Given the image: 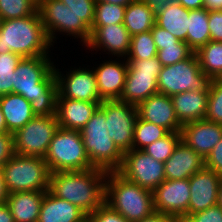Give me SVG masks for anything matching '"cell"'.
Listing matches in <instances>:
<instances>
[{
	"instance_id": "cell-15",
	"label": "cell",
	"mask_w": 222,
	"mask_h": 222,
	"mask_svg": "<svg viewBox=\"0 0 222 222\" xmlns=\"http://www.w3.org/2000/svg\"><path fill=\"white\" fill-rule=\"evenodd\" d=\"M58 83L57 98H69L87 102H102L93 69L80 68L67 72L66 77L54 66Z\"/></svg>"
},
{
	"instance_id": "cell-44",
	"label": "cell",
	"mask_w": 222,
	"mask_h": 222,
	"mask_svg": "<svg viewBox=\"0 0 222 222\" xmlns=\"http://www.w3.org/2000/svg\"><path fill=\"white\" fill-rule=\"evenodd\" d=\"M205 167L222 177V139L214 146L205 159Z\"/></svg>"
},
{
	"instance_id": "cell-49",
	"label": "cell",
	"mask_w": 222,
	"mask_h": 222,
	"mask_svg": "<svg viewBox=\"0 0 222 222\" xmlns=\"http://www.w3.org/2000/svg\"><path fill=\"white\" fill-rule=\"evenodd\" d=\"M0 222H14V218L6 203L0 204Z\"/></svg>"
},
{
	"instance_id": "cell-27",
	"label": "cell",
	"mask_w": 222,
	"mask_h": 222,
	"mask_svg": "<svg viewBox=\"0 0 222 222\" xmlns=\"http://www.w3.org/2000/svg\"><path fill=\"white\" fill-rule=\"evenodd\" d=\"M189 9L184 8L178 2L169 4L162 12L156 15L155 24L167 31L179 40L186 42L189 24Z\"/></svg>"
},
{
	"instance_id": "cell-48",
	"label": "cell",
	"mask_w": 222,
	"mask_h": 222,
	"mask_svg": "<svg viewBox=\"0 0 222 222\" xmlns=\"http://www.w3.org/2000/svg\"><path fill=\"white\" fill-rule=\"evenodd\" d=\"M177 2L189 10L204 8L203 0H177Z\"/></svg>"
},
{
	"instance_id": "cell-21",
	"label": "cell",
	"mask_w": 222,
	"mask_h": 222,
	"mask_svg": "<svg viewBox=\"0 0 222 222\" xmlns=\"http://www.w3.org/2000/svg\"><path fill=\"white\" fill-rule=\"evenodd\" d=\"M101 103L102 102H87L69 98H57L56 117L59 127L68 130L81 131Z\"/></svg>"
},
{
	"instance_id": "cell-18",
	"label": "cell",
	"mask_w": 222,
	"mask_h": 222,
	"mask_svg": "<svg viewBox=\"0 0 222 222\" xmlns=\"http://www.w3.org/2000/svg\"><path fill=\"white\" fill-rule=\"evenodd\" d=\"M131 35L123 23L108 24L106 26H92L91 37L85 44L88 49L103 48L104 52L115 55L120 58L128 56L130 49Z\"/></svg>"
},
{
	"instance_id": "cell-52",
	"label": "cell",
	"mask_w": 222,
	"mask_h": 222,
	"mask_svg": "<svg viewBox=\"0 0 222 222\" xmlns=\"http://www.w3.org/2000/svg\"><path fill=\"white\" fill-rule=\"evenodd\" d=\"M133 0H95V2H108V3H113L116 5H121L126 7L129 5Z\"/></svg>"
},
{
	"instance_id": "cell-16",
	"label": "cell",
	"mask_w": 222,
	"mask_h": 222,
	"mask_svg": "<svg viewBox=\"0 0 222 222\" xmlns=\"http://www.w3.org/2000/svg\"><path fill=\"white\" fill-rule=\"evenodd\" d=\"M221 178L216 172L205 166L189 178L191 194L188 215L217 204Z\"/></svg>"
},
{
	"instance_id": "cell-37",
	"label": "cell",
	"mask_w": 222,
	"mask_h": 222,
	"mask_svg": "<svg viewBox=\"0 0 222 222\" xmlns=\"http://www.w3.org/2000/svg\"><path fill=\"white\" fill-rule=\"evenodd\" d=\"M193 53L188 44L180 40L174 45L163 46L162 49L157 51V57L162 66H168L187 59Z\"/></svg>"
},
{
	"instance_id": "cell-29",
	"label": "cell",
	"mask_w": 222,
	"mask_h": 222,
	"mask_svg": "<svg viewBox=\"0 0 222 222\" xmlns=\"http://www.w3.org/2000/svg\"><path fill=\"white\" fill-rule=\"evenodd\" d=\"M188 18L186 43L195 53L211 41L208 25L209 11L205 8L189 10Z\"/></svg>"
},
{
	"instance_id": "cell-10",
	"label": "cell",
	"mask_w": 222,
	"mask_h": 222,
	"mask_svg": "<svg viewBox=\"0 0 222 222\" xmlns=\"http://www.w3.org/2000/svg\"><path fill=\"white\" fill-rule=\"evenodd\" d=\"M38 11L48 40L53 45L55 32L68 33L67 35L81 39L85 45L91 37V29L78 18L67 4L60 0H42ZM53 42V43H52Z\"/></svg>"
},
{
	"instance_id": "cell-20",
	"label": "cell",
	"mask_w": 222,
	"mask_h": 222,
	"mask_svg": "<svg viewBox=\"0 0 222 222\" xmlns=\"http://www.w3.org/2000/svg\"><path fill=\"white\" fill-rule=\"evenodd\" d=\"M106 61L93 70L102 101L119 100L124 89L128 62Z\"/></svg>"
},
{
	"instance_id": "cell-9",
	"label": "cell",
	"mask_w": 222,
	"mask_h": 222,
	"mask_svg": "<svg viewBox=\"0 0 222 222\" xmlns=\"http://www.w3.org/2000/svg\"><path fill=\"white\" fill-rule=\"evenodd\" d=\"M128 70L120 101L138 106L143 100L158 92V75L162 64L158 57L127 59Z\"/></svg>"
},
{
	"instance_id": "cell-5",
	"label": "cell",
	"mask_w": 222,
	"mask_h": 222,
	"mask_svg": "<svg viewBox=\"0 0 222 222\" xmlns=\"http://www.w3.org/2000/svg\"><path fill=\"white\" fill-rule=\"evenodd\" d=\"M80 133L85 151L94 168L107 172L120 169L124 154L109 137L106 127V113L100 106Z\"/></svg>"
},
{
	"instance_id": "cell-6",
	"label": "cell",
	"mask_w": 222,
	"mask_h": 222,
	"mask_svg": "<svg viewBox=\"0 0 222 222\" xmlns=\"http://www.w3.org/2000/svg\"><path fill=\"white\" fill-rule=\"evenodd\" d=\"M1 169L8 194L49 189L51 172L42 157L15 153Z\"/></svg>"
},
{
	"instance_id": "cell-47",
	"label": "cell",
	"mask_w": 222,
	"mask_h": 222,
	"mask_svg": "<svg viewBox=\"0 0 222 222\" xmlns=\"http://www.w3.org/2000/svg\"><path fill=\"white\" fill-rule=\"evenodd\" d=\"M137 222H177L173 217L154 211L150 216Z\"/></svg>"
},
{
	"instance_id": "cell-55",
	"label": "cell",
	"mask_w": 222,
	"mask_h": 222,
	"mask_svg": "<svg viewBox=\"0 0 222 222\" xmlns=\"http://www.w3.org/2000/svg\"><path fill=\"white\" fill-rule=\"evenodd\" d=\"M215 80L222 85V72L215 78Z\"/></svg>"
},
{
	"instance_id": "cell-23",
	"label": "cell",
	"mask_w": 222,
	"mask_h": 222,
	"mask_svg": "<svg viewBox=\"0 0 222 222\" xmlns=\"http://www.w3.org/2000/svg\"><path fill=\"white\" fill-rule=\"evenodd\" d=\"M209 90H190L171 96L176 116L183 125L205 119Z\"/></svg>"
},
{
	"instance_id": "cell-28",
	"label": "cell",
	"mask_w": 222,
	"mask_h": 222,
	"mask_svg": "<svg viewBox=\"0 0 222 222\" xmlns=\"http://www.w3.org/2000/svg\"><path fill=\"white\" fill-rule=\"evenodd\" d=\"M156 16L142 0H133L126 6L124 26L130 35L150 31L155 25Z\"/></svg>"
},
{
	"instance_id": "cell-26",
	"label": "cell",
	"mask_w": 222,
	"mask_h": 222,
	"mask_svg": "<svg viewBox=\"0 0 222 222\" xmlns=\"http://www.w3.org/2000/svg\"><path fill=\"white\" fill-rule=\"evenodd\" d=\"M0 108L5 118L8 133L12 134L36 116L32 111L30 102L16 93L0 96Z\"/></svg>"
},
{
	"instance_id": "cell-41",
	"label": "cell",
	"mask_w": 222,
	"mask_h": 222,
	"mask_svg": "<svg viewBox=\"0 0 222 222\" xmlns=\"http://www.w3.org/2000/svg\"><path fill=\"white\" fill-rule=\"evenodd\" d=\"M181 222H222V208L216 204L206 210L187 215Z\"/></svg>"
},
{
	"instance_id": "cell-1",
	"label": "cell",
	"mask_w": 222,
	"mask_h": 222,
	"mask_svg": "<svg viewBox=\"0 0 222 222\" xmlns=\"http://www.w3.org/2000/svg\"><path fill=\"white\" fill-rule=\"evenodd\" d=\"M49 56L24 57L15 69L12 93L26 98L36 116L56 114L58 83Z\"/></svg>"
},
{
	"instance_id": "cell-45",
	"label": "cell",
	"mask_w": 222,
	"mask_h": 222,
	"mask_svg": "<svg viewBox=\"0 0 222 222\" xmlns=\"http://www.w3.org/2000/svg\"><path fill=\"white\" fill-rule=\"evenodd\" d=\"M208 25L211 41L222 42V10L209 11Z\"/></svg>"
},
{
	"instance_id": "cell-36",
	"label": "cell",
	"mask_w": 222,
	"mask_h": 222,
	"mask_svg": "<svg viewBox=\"0 0 222 222\" xmlns=\"http://www.w3.org/2000/svg\"><path fill=\"white\" fill-rule=\"evenodd\" d=\"M38 7L30 0H0L1 20H10L32 15Z\"/></svg>"
},
{
	"instance_id": "cell-8",
	"label": "cell",
	"mask_w": 222,
	"mask_h": 222,
	"mask_svg": "<svg viewBox=\"0 0 222 222\" xmlns=\"http://www.w3.org/2000/svg\"><path fill=\"white\" fill-rule=\"evenodd\" d=\"M158 92L173 96L185 91L209 90L211 79L200 68L196 53L173 65L163 66L158 75Z\"/></svg>"
},
{
	"instance_id": "cell-7",
	"label": "cell",
	"mask_w": 222,
	"mask_h": 222,
	"mask_svg": "<svg viewBox=\"0 0 222 222\" xmlns=\"http://www.w3.org/2000/svg\"><path fill=\"white\" fill-rule=\"evenodd\" d=\"M44 159L51 173L94 168L85 151L80 131L61 127L55 132Z\"/></svg>"
},
{
	"instance_id": "cell-43",
	"label": "cell",
	"mask_w": 222,
	"mask_h": 222,
	"mask_svg": "<svg viewBox=\"0 0 222 222\" xmlns=\"http://www.w3.org/2000/svg\"><path fill=\"white\" fill-rule=\"evenodd\" d=\"M151 33L157 51L162 49L163 46L174 45V43H178L180 41L177 37L173 36L169 31L157 26L156 24L151 29Z\"/></svg>"
},
{
	"instance_id": "cell-19",
	"label": "cell",
	"mask_w": 222,
	"mask_h": 222,
	"mask_svg": "<svg viewBox=\"0 0 222 222\" xmlns=\"http://www.w3.org/2000/svg\"><path fill=\"white\" fill-rule=\"evenodd\" d=\"M138 117L145 121L162 126L169 132H180L179 122L170 96L154 94L143 100L138 106Z\"/></svg>"
},
{
	"instance_id": "cell-54",
	"label": "cell",
	"mask_w": 222,
	"mask_h": 222,
	"mask_svg": "<svg viewBox=\"0 0 222 222\" xmlns=\"http://www.w3.org/2000/svg\"><path fill=\"white\" fill-rule=\"evenodd\" d=\"M217 205L222 208V178H221V182H220V185H219Z\"/></svg>"
},
{
	"instance_id": "cell-35",
	"label": "cell",
	"mask_w": 222,
	"mask_h": 222,
	"mask_svg": "<svg viewBox=\"0 0 222 222\" xmlns=\"http://www.w3.org/2000/svg\"><path fill=\"white\" fill-rule=\"evenodd\" d=\"M126 7L108 2H95L94 22L92 26H106L124 22Z\"/></svg>"
},
{
	"instance_id": "cell-42",
	"label": "cell",
	"mask_w": 222,
	"mask_h": 222,
	"mask_svg": "<svg viewBox=\"0 0 222 222\" xmlns=\"http://www.w3.org/2000/svg\"><path fill=\"white\" fill-rule=\"evenodd\" d=\"M15 154L14 137L12 133L0 134V169Z\"/></svg>"
},
{
	"instance_id": "cell-24",
	"label": "cell",
	"mask_w": 222,
	"mask_h": 222,
	"mask_svg": "<svg viewBox=\"0 0 222 222\" xmlns=\"http://www.w3.org/2000/svg\"><path fill=\"white\" fill-rule=\"evenodd\" d=\"M38 222H87V215L72 203L46 191Z\"/></svg>"
},
{
	"instance_id": "cell-22",
	"label": "cell",
	"mask_w": 222,
	"mask_h": 222,
	"mask_svg": "<svg viewBox=\"0 0 222 222\" xmlns=\"http://www.w3.org/2000/svg\"><path fill=\"white\" fill-rule=\"evenodd\" d=\"M205 166V160L192 148L180 141L164 163L166 180L189 179Z\"/></svg>"
},
{
	"instance_id": "cell-38",
	"label": "cell",
	"mask_w": 222,
	"mask_h": 222,
	"mask_svg": "<svg viewBox=\"0 0 222 222\" xmlns=\"http://www.w3.org/2000/svg\"><path fill=\"white\" fill-rule=\"evenodd\" d=\"M205 119L222 124V85L215 79L209 86V97Z\"/></svg>"
},
{
	"instance_id": "cell-53",
	"label": "cell",
	"mask_w": 222,
	"mask_h": 222,
	"mask_svg": "<svg viewBox=\"0 0 222 222\" xmlns=\"http://www.w3.org/2000/svg\"><path fill=\"white\" fill-rule=\"evenodd\" d=\"M2 133H8V130H7V125L5 122L4 115H3L1 108H0V134H2Z\"/></svg>"
},
{
	"instance_id": "cell-17",
	"label": "cell",
	"mask_w": 222,
	"mask_h": 222,
	"mask_svg": "<svg viewBox=\"0 0 222 222\" xmlns=\"http://www.w3.org/2000/svg\"><path fill=\"white\" fill-rule=\"evenodd\" d=\"M180 134L181 141L205 160L222 139V124L206 119L192 121L182 125Z\"/></svg>"
},
{
	"instance_id": "cell-46",
	"label": "cell",
	"mask_w": 222,
	"mask_h": 222,
	"mask_svg": "<svg viewBox=\"0 0 222 222\" xmlns=\"http://www.w3.org/2000/svg\"><path fill=\"white\" fill-rule=\"evenodd\" d=\"M154 13V15H158L162 12V10L168 6L169 4L176 3L177 0H142Z\"/></svg>"
},
{
	"instance_id": "cell-32",
	"label": "cell",
	"mask_w": 222,
	"mask_h": 222,
	"mask_svg": "<svg viewBox=\"0 0 222 222\" xmlns=\"http://www.w3.org/2000/svg\"><path fill=\"white\" fill-rule=\"evenodd\" d=\"M22 58L14 52L0 53V96L12 93L14 71Z\"/></svg>"
},
{
	"instance_id": "cell-40",
	"label": "cell",
	"mask_w": 222,
	"mask_h": 222,
	"mask_svg": "<svg viewBox=\"0 0 222 222\" xmlns=\"http://www.w3.org/2000/svg\"><path fill=\"white\" fill-rule=\"evenodd\" d=\"M87 222H129L118 212L103 203L98 209L87 216Z\"/></svg>"
},
{
	"instance_id": "cell-30",
	"label": "cell",
	"mask_w": 222,
	"mask_h": 222,
	"mask_svg": "<svg viewBox=\"0 0 222 222\" xmlns=\"http://www.w3.org/2000/svg\"><path fill=\"white\" fill-rule=\"evenodd\" d=\"M195 53L201 70L211 80L222 72V42L209 41Z\"/></svg>"
},
{
	"instance_id": "cell-51",
	"label": "cell",
	"mask_w": 222,
	"mask_h": 222,
	"mask_svg": "<svg viewBox=\"0 0 222 222\" xmlns=\"http://www.w3.org/2000/svg\"><path fill=\"white\" fill-rule=\"evenodd\" d=\"M8 193L5 187L4 176L2 169H0V204L6 203Z\"/></svg>"
},
{
	"instance_id": "cell-33",
	"label": "cell",
	"mask_w": 222,
	"mask_h": 222,
	"mask_svg": "<svg viewBox=\"0 0 222 222\" xmlns=\"http://www.w3.org/2000/svg\"><path fill=\"white\" fill-rule=\"evenodd\" d=\"M180 141V132H169L166 136L145 147L143 151L153 159L165 163Z\"/></svg>"
},
{
	"instance_id": "cell-50",
	"label": "cell",
	"mask_w": 222,
	"mask_h": 222,
	"mask_svg": "<svg viewBox=\"0 0 222 222\" xmlns=\"http://www.w3.org/2000/svg\"><path fill=\"white\" fill-rule=\"evenodd\" d=\"M203 3L208 11L222 10V0H203Z\"/></svg>"
},
{
	"instance_id": "cell-56",
	"label": "cell",
	"mask_w": 222,
	"mask_h": 222,
	"mask_svg": "<svg viewBox=\"0 0 222 222\" xmlns=\"http://www.w3.org/2000/svg\"><path fill=\"white\" fill-rule=\"evenodd\" d=\"M32 1L37 7L42 3V0H30Z\"/></svg>"
},
{
	"instance_id": "cell-2",
	"label": "cell",
	"mask_w": 222,
	"mask_h": 222,
	"mask_svg": "<svg viewBox=\"0 0 222 222\" xmlns=\"http://www.w3.org/2000/svg\"><path fill=\"white\" fill-rule=\"evenodd\" d=\"M107 173L98 168L51 173L48 190L77 206L88 216L104 203Z\"/></svg>"
},
{
	"instance_id": "cell-4",
	"label": "cell",
	"mask_w": 222,
	"mask_h": 222,
	"mask_svg": "<svg viewBox=\"0 0 222 222\" xmlns=\"http://www.w3.org/2000/svg\"><path fill=\"white\" fill-rule=\"evenodd\" d=\"M104 203L129 222L140 221L155 211L152 191L127 180L118 171L107 173Z\"/></svg>"
},
{
	"instance_id": "cell-25",
	"label": "cell",
	"mask_w": 222,
	"mask_h": 222,
	"mask_svg": "<svg viewBox=\"0 0 222 222\" xmlns=\"http://www.w3.org/2000/svg\"><path fill=\"white\" fill-rule=\"evenodd\" d=\"M46 191H24L8 194V205L14 222H38L40 207Z\"/></svg>"
},
{
	"instance_id": "cell-3",
	"label": "cell",
	"mask_w": 222,
	"mask_h": 222,
	"mask_svg": "<svg viewBox=\"0 0 222 222\" xmlns=\"http://www.w3.org/2000/svg\"><path fill=\"white\" fill-rule=\"evenodd\" d=\"M51 46L38 9L30 16L1 20L0 53L14 52L23 58L49 56Z\"/></svg>"
},
{
	"instance_id": "cell-14",
	"label": "cell",
	"mask_w": 222,
	"mask_h": 222,
	"mask_svg": "<svg viewBox=\"0 0 222 222\" xmlns=\"http://www.w3.org/2000/svg\"><path fill=\"white\" fill-rule=\"evenodd\" d=\"M156 212L164 213L181 222L188 215L190 200L189 179L164 180L152 191Z\"/></svg>"
},
{
	"instance_id": "cell-11",
	"label": "cell",
	"mask_w": 222,
	"mask_h": 222,
	"mask_svg": "<svg viewBox=\"0 0 222 222\" xmlns=\"http://www.w3.org/2000/svg\"><path fill=\"white\" fill-rule=\"evenodd\" d=\"M59 124L56 114L35 116L14 134V151L17 155L44 158Z\"/></svg>"
},
{
	"instance_id": "cell-13",
	"label": "cell",
	"mask_w": 222,
	"mask_h": 222,
	"mask_svg": "<svg viewBox=\"0 0 222 222\" xmlns=\"http://www.w3.org/2000/svg\"><path fill=\"white\" fill-rule=\"evenodd\" d=\"M118 172L127 180L150 191L166 180L164 163L153 159L143 150L131 149L125 152Z\"/></svg>"
},
{
	"instance_id": "cell-12",
	"label": "cell",
	"mask_w": 222,
	"mask_h": 222,
	"mask_svg": "<svg viewBox=\"0 0 222 222\" xmlns=\"http://www.w3.org/2000/svg\"><path fill=\"white\" fill-rule=\"evenodd\" d=\"M100 107L106 113L109 137L124 154L133 149V135L138 118L137 106L120 100H104Z\"/></svg>"
},
{
	"instance_id": "cell-39",
	"label": "cell",
	"mask_w": 222,
	"mask_h": 222,
	"mask_svg": "<svg viewBox=\"0 0 222 222\" xmlns=\"http://www.w3.org/2000/svg\"><path fill=\"white\" fill-rule=\"evenodd\" d=\"M91 29L94 22L95 0H60Z\"/></svg>"
},
{
	"instance_id": "cell-34",
	"label": "cell",
	"mask_w": 222,
	"mask_h": 222,
	"mask_svg": "<svg viewBox=\"0 0 222 222\" xmlns=\"http://www.w3.org/2000/svg\"><path fill=\"white\" fill-rule=\"evenodd\" d=\"M157 56V48L150 31L131 36L130 49L126 59H149Z\"/></svg>"
},
{
	"instance_id": "cell-31",
	"label": "cell",
	"mask_w": 222,
	"mask_h": 222,
	"mask_svg": "<svg viewBox=\"0 0 222 222\" xmlns=\"http://www.w3.org/2000/svg\"><path fill=\"white\" fill-rule=\"evenodd\" d=\"M169 133L167 129L154 123L137 118L133 135V149L143 150L151 143Z\"/></svg>"
}]
</instances>
